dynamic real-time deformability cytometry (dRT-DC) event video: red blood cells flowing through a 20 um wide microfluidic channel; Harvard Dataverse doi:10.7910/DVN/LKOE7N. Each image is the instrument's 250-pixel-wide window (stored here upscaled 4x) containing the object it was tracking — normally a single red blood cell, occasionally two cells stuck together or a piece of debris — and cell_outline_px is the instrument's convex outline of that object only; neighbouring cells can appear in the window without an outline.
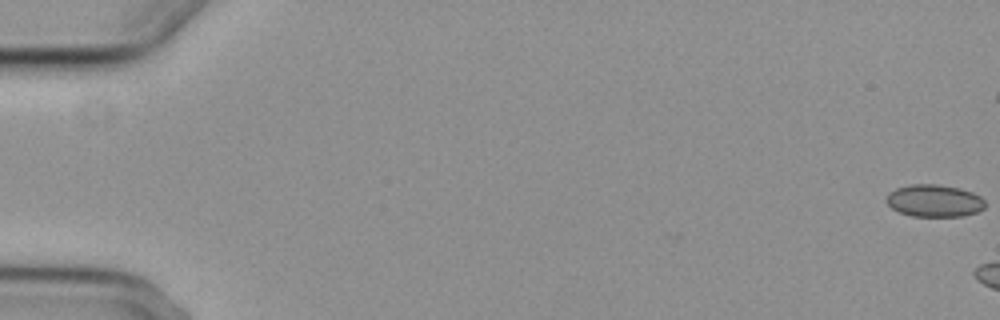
{"species": "common noctule bat (a hibernating species)", "species_latin": "Nyctalus noctula", "temperature_condition": "cold", "stored_images_in_passage": 3, "camera_frame_rate_fps": 3000, "um_per_image_px": 0.085, "animal": {"sex": "female", "body_mass_g": 29.2, "forearm_length_mm": 56.3}, "frame": {"image": 1, "passage_image": 1, "time_ms": 0.0, "image_size_px": [1000, 320], "cell_outline_px": [[984, 208], [976, 212], [964, 216], [912, 216], [900, 212], [892, 208], [884, 200], [888, 192], [896, 188], [912, 184], [936, 184], [960, 188], [972, 192], [980, 196], [984, 200]], "centroid_in_image_um": [79.39, 17.06], "position_along_channel_um": 5.6, "area_um2": 18.61}}